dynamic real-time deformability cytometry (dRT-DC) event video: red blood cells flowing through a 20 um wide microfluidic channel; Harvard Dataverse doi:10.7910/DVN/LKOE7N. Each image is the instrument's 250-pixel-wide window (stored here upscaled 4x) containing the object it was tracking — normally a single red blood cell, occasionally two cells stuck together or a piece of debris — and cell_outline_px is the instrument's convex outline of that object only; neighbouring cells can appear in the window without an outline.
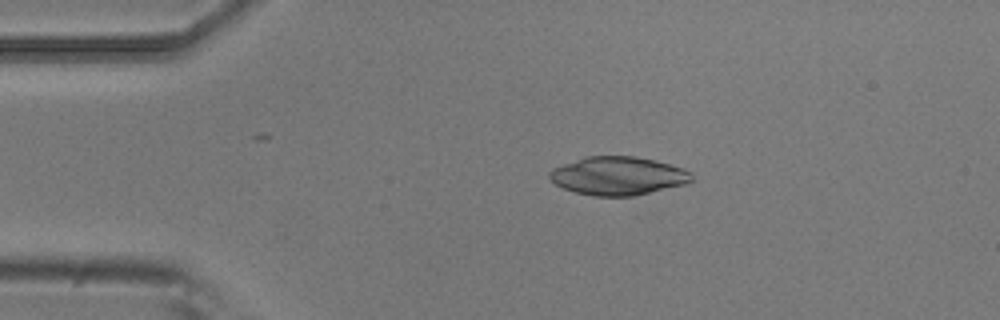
{"species": "common noctule bat (a hibernating species)", "species_latin": "Nyctalus noctula", "temperature_condition": "room temperature", "stored_images_in_passage": 4, "camera_frame_rate_fps": 3000, "um_per_image_px": 0.085, "animal": {"sex": "male", "body_mass_g": 20.5, "forearm_length_mm": 52.5}, "frame": {"image": 1, "passage_image": 3, "time_ms": 0.667, "image_size_px": [1000, 320], "cell_outline_px": [[696, 180], [688, 184], [632, 196], [592, 196], [576, 192], [564, 188], [556, 184], [548, 176], [548, 172], [552, 168], [584, 156], [636, 156], [656, 160], [684, 168], [692, 172]], "centroid_in_image_um": [52.59, 14.94], "position_along_channel_um": 32.4, "area_um2": 32.19}}